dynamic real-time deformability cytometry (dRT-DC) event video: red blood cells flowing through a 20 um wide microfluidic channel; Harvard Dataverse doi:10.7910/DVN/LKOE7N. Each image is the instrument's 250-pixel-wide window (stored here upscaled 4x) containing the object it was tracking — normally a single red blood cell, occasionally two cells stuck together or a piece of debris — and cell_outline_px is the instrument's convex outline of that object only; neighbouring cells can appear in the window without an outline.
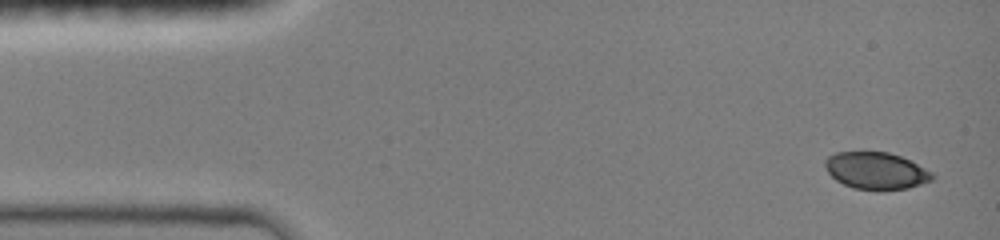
{"species": "common noctule bat (a hibernating species)", "species_latin": "Nyctalus noctula", "temperature_condition": "room temperature", "stored_images_in_passage": 8, "camera_frame_rate_fps": 3000, "um_per_image_px": 0.085, "animal": {"sex": "female", "body_mass_g": 19.0, "forearm_length_mm": 51.5}, "frame": {"image": 1, "passage_image": 1, "time_ms": 0.0, "image_size_px": [1000, 240], "cell_outline_px": [[936, 176], [932, 180], [908, 188], [852, 188], [836, 180], [828, 172], [824, 164], [824, 160], [828, 156], [836, 152], [888, 152], [900, 156], [932, 172]], "centroid_in_image_um": [74.44, 14.48], "position_along_channel_um": 10.6, "area_um2": 22.54}}
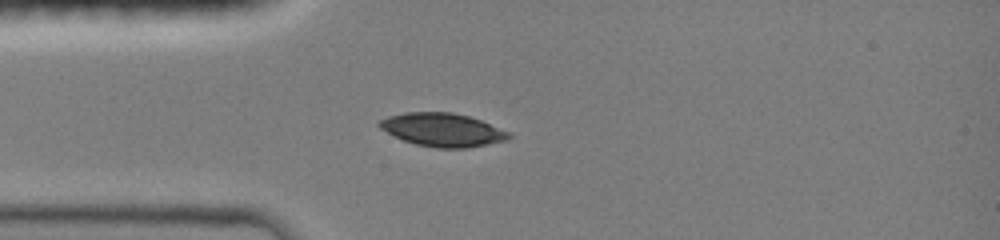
{"frame": {"image": 2, "passage_image": 6, "time_ms": 1.667, "image_size_px": [1000, 240], "cell_outline_px": [[512, 136], [508, 140], [464, 148], [436, 148], [416, 144], [404, 140], [380, 128], [376, 124], [380, 120], [388, 116], [404, 112], [452, 112], [468, 116], [480, 120], [512, 132]], "centroid_in_image_um": [37.64, 11.03], "position_along_channel_um": 47.4, "area_um2": 25.09}}
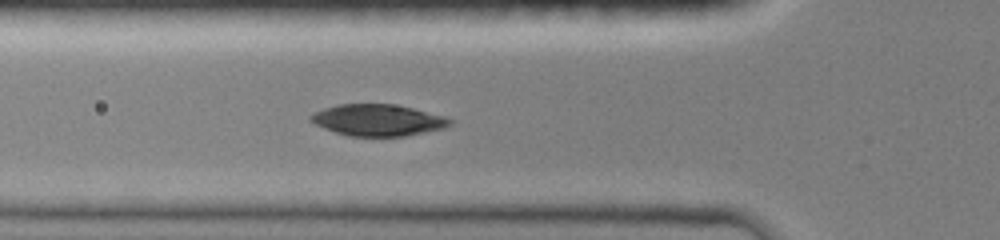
{"frame": {"image": 3, "passage_image": 8, "time_ms": 2.333, "image_size_px": [1000, 240], "cell_outline_px": [[452, 124], [444, 128], [404, 136], [348, 136], [324, 128], [308, 120], [308, 116], [324, 108], [340, 104], [392, 104], [412, 108], [444, 116], [452, 120]], "centroid_in_image_um": [32.1, 10.21], "position_along_channel_um": 93.7, "area_um2": 25.37}}